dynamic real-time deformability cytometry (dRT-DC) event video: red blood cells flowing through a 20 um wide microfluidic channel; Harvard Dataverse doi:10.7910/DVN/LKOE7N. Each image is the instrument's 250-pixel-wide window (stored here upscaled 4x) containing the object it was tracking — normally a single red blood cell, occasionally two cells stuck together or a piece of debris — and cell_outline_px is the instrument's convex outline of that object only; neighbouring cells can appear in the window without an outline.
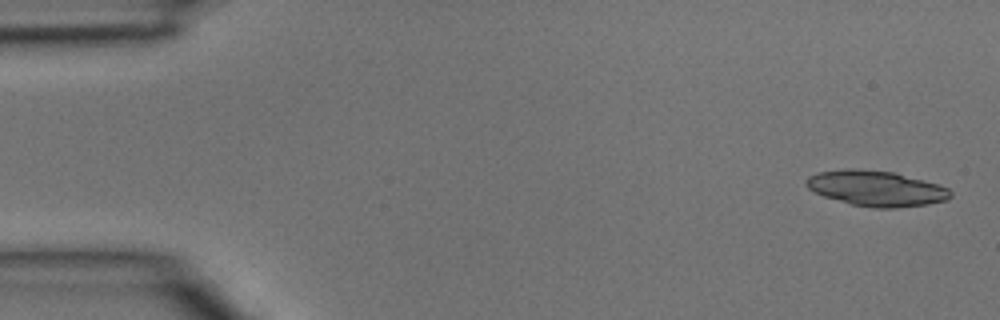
{"species": "common noctule bat (a hibernating species)", "species_latin": "Nyctalus noctula", "temperature_condition": "room temperature", "stored_images_in_passage": 5, "camera_frame_rate_fps": 3000, "um_per_image_px": 0.085, "animal": {"sex": "male", "body_mass_g": 15.6}, "frame": {"image": 1, "passage_image": 1, "time_ms": 0.0, "image_size_px": [1000, 320], "cell_outline_px": [[952, 196], [948, 200], [928, 204], [896, 208], [872, 208], [852, 204], [824, 196], [808, 188], [804, 184], [804, 180], [808, 176], [816, 172], [848, 168], [856, 168], [896, 172], [936, 184], [948, 188], [952, 192]], "centroid_in_image_um": [74.46, 16.0], "position_along_channel_um": 10.5, "area_um2": 30.0}}